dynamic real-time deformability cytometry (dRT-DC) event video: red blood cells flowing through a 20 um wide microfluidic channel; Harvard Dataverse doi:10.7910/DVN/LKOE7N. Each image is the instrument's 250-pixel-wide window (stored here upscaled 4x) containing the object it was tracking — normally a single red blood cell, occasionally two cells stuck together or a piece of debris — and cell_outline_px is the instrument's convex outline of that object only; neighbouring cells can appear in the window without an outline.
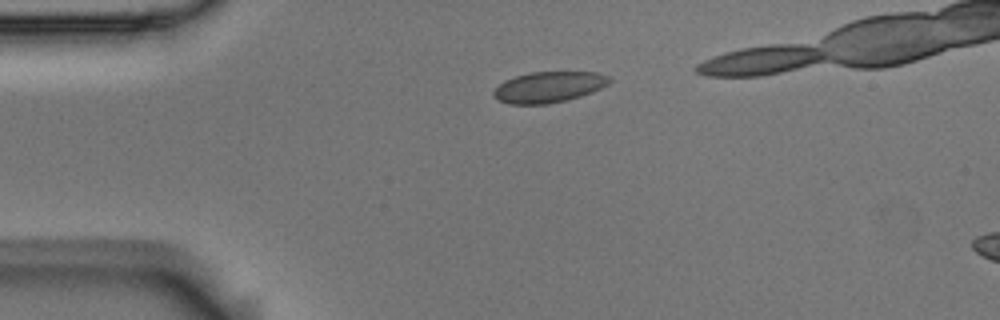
{"species": "Egyptian fruit bat (a non-hibernating species)", "species_latin": "Rousettus aegyptiacus", "temperature_condition": "room temperature", "stored_images_in_passage": 36, "camera_frame_rate_fps": 3000, "um_per_image_px": 0.085, "animal": {"sex": "male"}, "frame": {"image": 1, "passage_image": 1, "time_ms": 0.0, "image_size_px": [1000, 320], "cell_outline_px": [[612, 80], [608, 84], [592, 92], [568, 100], [548, 104], [508, 104], [496, 100], [492, 96], [492, 92], [504, 80], [528, 72], [600, 72], [612, 76]], "centroid_in_image_um": [46.65, 7.4], "position_along_channel_um": 38.4, "area_um2": 21.15}}
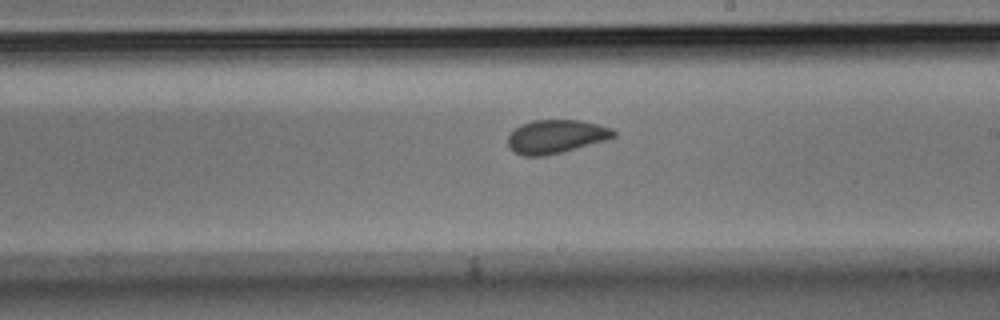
{"frame": {"image": 2, "passage_image": 20, "time_ms": 6.333, "image_size_px": [1000, 320], "cell_outline_px": [[616, 136], [608, 140], [544, 156], [524, 156], [508, 148], [508, 136], [520, 124], [532, 120], [580, 120], [612, 128], [616, 132]], "centroid_in_image_um": [47.26, 11.6], "position_along_channel_um": 241.7, "area_um2": 20.63}}
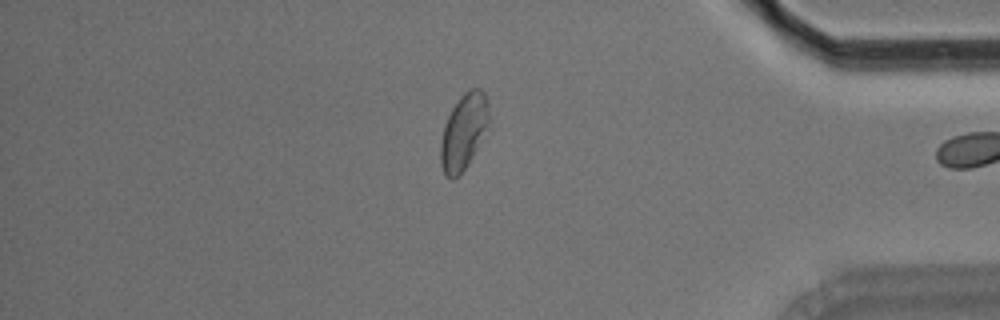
{"frame": {"image": 3, "passage_image": 35, "time_ms": 11.333, "image_size_px": [1000, 320], "cell_outline_px": [[492, 124], [460, 176], [452, 180], [444, 172], [440, 164], [440, 140], [444, 124], [452, 108], [460, 96], [468, 88], [480, 88], [484, 92], [488, 100]], "centroid_in_image_um": [39.45, 11.16], "position_along_channel_um": 395.7, "area_um2": 22.02}}